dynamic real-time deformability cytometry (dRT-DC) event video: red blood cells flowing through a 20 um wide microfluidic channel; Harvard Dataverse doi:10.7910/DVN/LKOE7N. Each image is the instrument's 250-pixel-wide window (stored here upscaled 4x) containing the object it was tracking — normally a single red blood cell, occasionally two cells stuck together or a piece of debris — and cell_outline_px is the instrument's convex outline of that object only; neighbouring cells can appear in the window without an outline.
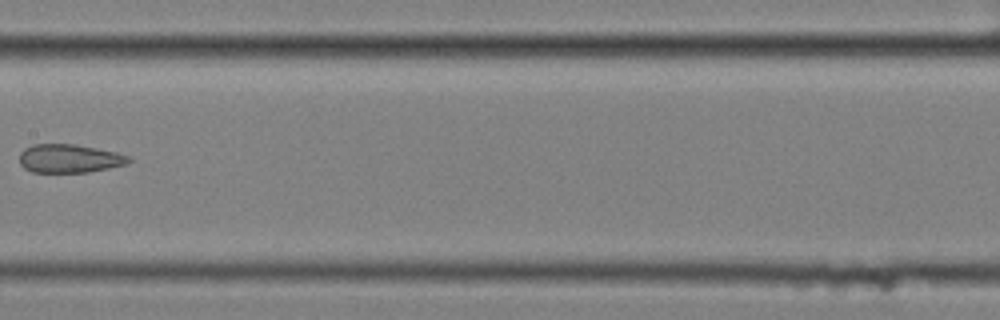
{"species": "common noctule bat (a hibernating species)", "species_latin": "Nyctalus noctula", "temperature_condition": "cold", "stored_images_in_passage": 5, "camera_frame_rate_fps": 3000, "um_per_image_px": 0.085, "animal": {"sex": "female", "body_mass_g": 25.1}, "frame": {"image": 1, "passage_image": 4, "time_ms": 1.0, "image_size_px": [1000, 320], "cell_outline_px": [[132, 160], [124, 164], [108, 168], [88, 172], [32, 172], [24, 168], [20, 164], [20, 152], [24, 148], [32, 144], [76, 144], [116, 152], [128, 156]], "centroid_in_image_um": [5.86, 13.46], "position_along_channel_um": 201.5, "area_um2": 18.09}}